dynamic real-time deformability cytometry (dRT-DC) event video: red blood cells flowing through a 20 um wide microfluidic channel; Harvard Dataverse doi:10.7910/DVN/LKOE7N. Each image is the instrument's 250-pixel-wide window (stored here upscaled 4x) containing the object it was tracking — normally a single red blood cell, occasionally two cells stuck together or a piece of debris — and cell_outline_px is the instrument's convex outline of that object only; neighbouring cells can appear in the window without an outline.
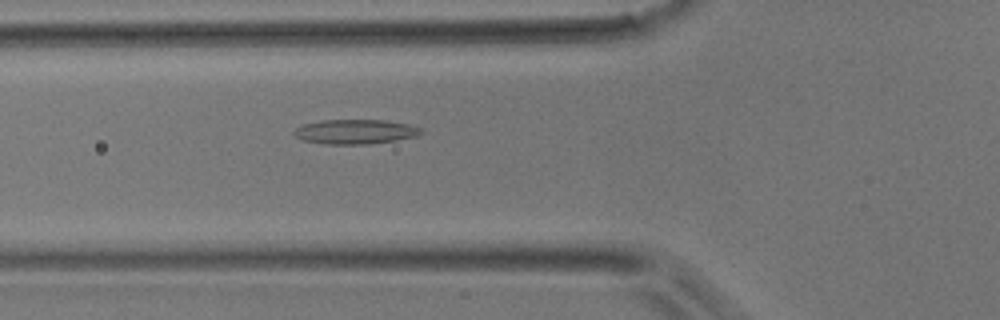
{"species": "common noctule bat (a hibernating species)", "species_latin": "Nyctalus noctula", "temperature_condition": "room temperature", "stored_images_in_passage": 29, "camera_frame_rate_fps": 3000, "um_per_image_px": 0.085, "animal": {"sex": "male", "body_mass_g": 17.9}, "frame": {"image": 1, "passage_image": 5, "time_ms": 1.333, "image_size_px": [1000, 320], "cell_outline_px": [[424, 132], [416, 136], [396, 140], [368, 144], [324, 144], [300, 140], [292, 132], [296, 128], [304, 124], [320, 120], [384, 120], [408, 124], [420, 128]], "centroid_in_image_um": [30.17, 11.19], "position_along_channel_um": 95.6, "area_um2": 18.21}}
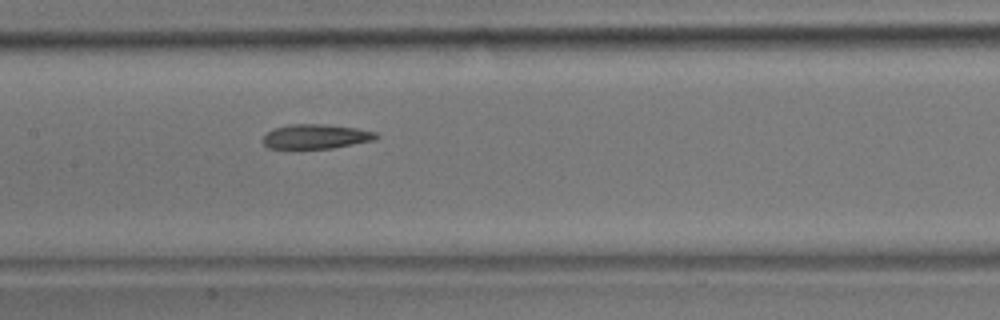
{"frame": {"image": 2, "passage_image": 11, "time_ms": 3.333, "image_size_px": [1000, 320], "cell_outline_px": [[380, 136], [376, 140], [332, 148], [268, 148], [264, 144], [264, 136], [272, 128], [288, 124], [320, 124], [356, 128], [376, 132]], "centroid_in_image_um": [26.87, 11.6], "position_along_channel_um": 180.5, "area_um2": 16.13}}
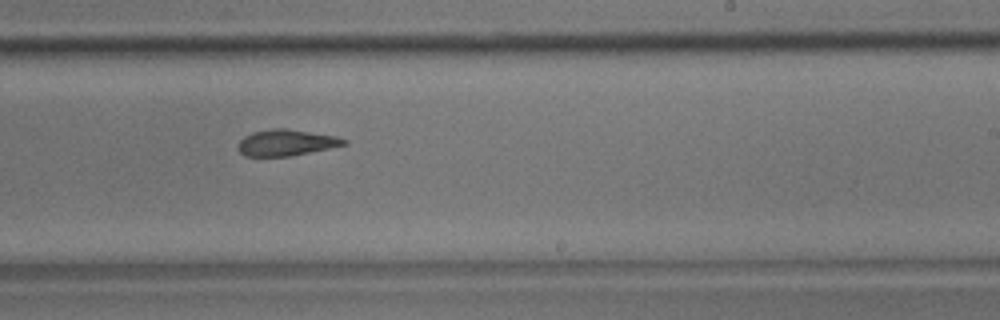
{"frame": {"image": 3, "passage_image": 17, "time_ms": 5.333, "image_size_px": [1000, 320], "cell_outline_px": [[348, 144], [288, 156], [244, 156], [236, 148], [240, 140], [244, 136], [252, 132], [272, 128], [284, 128], [336, 136], [348, 140]], "centroid_in_image_um": [24.29, 12.12], "position_along_channel_um": 264.7, "area_um2": 16.07}}